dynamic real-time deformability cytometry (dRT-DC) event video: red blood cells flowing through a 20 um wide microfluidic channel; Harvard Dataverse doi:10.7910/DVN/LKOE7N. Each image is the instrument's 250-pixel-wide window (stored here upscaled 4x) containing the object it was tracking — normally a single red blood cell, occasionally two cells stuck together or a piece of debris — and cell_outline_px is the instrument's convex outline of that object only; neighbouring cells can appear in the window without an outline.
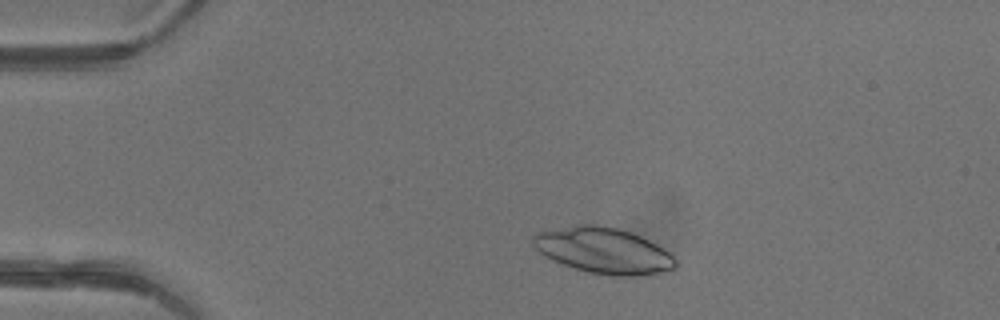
{"species": "common noctule bat (a hibernating species)", "species_latin": "Nyctalus noctula", "temperature_condition": "warm", "stored_images_in_passage": 43, "camera_frame_rate_fps": 3000, "um_per_image_px": 0.085, "animal": {"sex": "female"}, "frame": {"image": 1, "passage_image": 5, "time_ms": 1.333, "image_size_px": [1000, 320], "cell_outline_px": [[680, 264], [672, 272], [648, 276], [612, 276], [588, 272], [572, 268], [552, 260], [544, 256], [532, 244], [532, 236], [536, 232], [576, 224], [596, 224], [616, 228], [632, 232], [656, 244], [668, 252]], "centroid_in_image_um": [51.33, 21.32], "position_along_channel_um": 33.7, "area_um2": 38.84}}
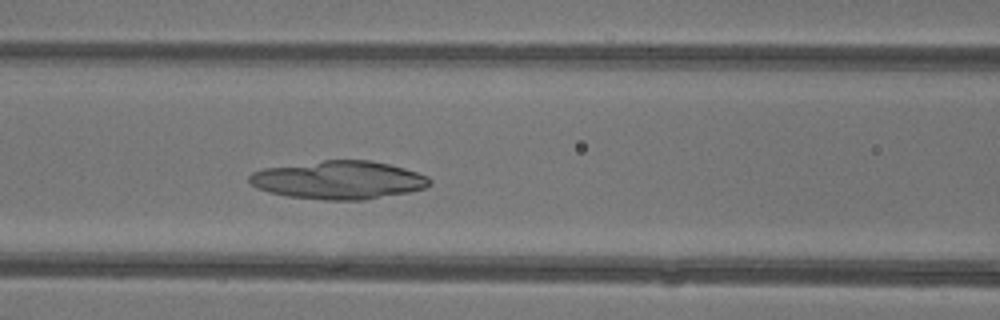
{"frame": {"image": 2, "passage_image": 16, "time_ms": 5.0, "image_size_px": [1000, 320], "cell_outline_px": [[432, 184], [424, 188], [408, 192], [364, 200], [324, 200], [288, 196], [268, 192], [256, 188], [248, 180], [248, 176], [252, 172], [264, 168], [324, 160], [372, 160], [404, 168], [428, 176], [432, 180]], "centroid_in_image_um": [28.78, 15.3], "position_along_channel_um": 137.8, "area_um2": 40.23}}
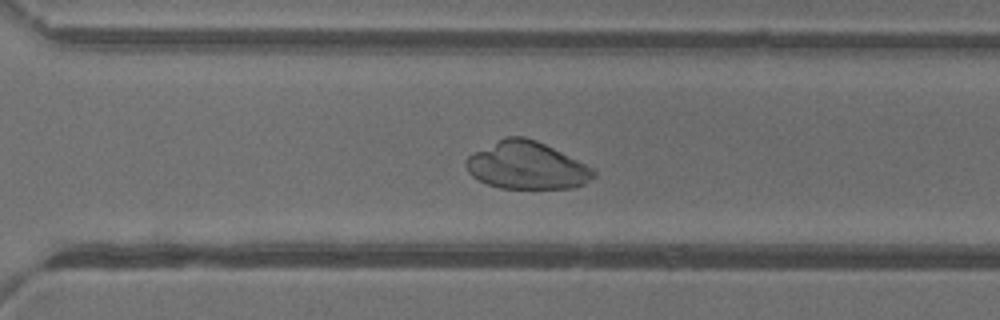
{"frame": {"image": 3, "passage_image": 29, "time_ms": 9.333, "image_size_px": [1000, 320], "cell_outline_px": [[596, 176], [584, 184], [572, 188], [500, 188], [488, 184], [472, 176], [468, 172], [464, 164], [468, 156], [504, 136], [524, 136], [536, 140], [592, 168], [596, 172]], "centroid_in_image_um": [44.75, 14.07], "position_along_channel_um": 325.9, "area_um2": 34.91}}